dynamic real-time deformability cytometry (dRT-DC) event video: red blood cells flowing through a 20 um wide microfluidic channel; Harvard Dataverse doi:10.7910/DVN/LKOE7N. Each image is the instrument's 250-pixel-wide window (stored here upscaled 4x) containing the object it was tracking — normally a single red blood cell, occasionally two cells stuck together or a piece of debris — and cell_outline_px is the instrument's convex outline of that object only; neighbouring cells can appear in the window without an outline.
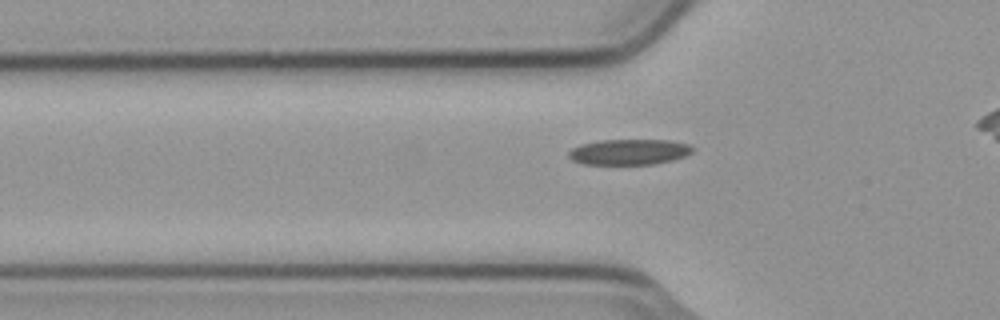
{"species": "common noctule bat (a hibernating species)", "species_latin": "Nyctalus noctula", "temperature_condition": "cold", "stored_images_in_passage": 41, "camera_frame_rate_fps": 3000, "um_per_image_px": 0.085, "animal": {"sex": "male", "body_mass_g": 23.1, "forearm_length_mm": 52.7}, "frame": {"image": 1, "passage_image": 12, "time_ms": 3.667, "image_size_px": [1000, 320], "cell_outline_px": [[692, 152], [684, 156], [672, 160], [652, 164], [584, 164], [572, 160], [568, 156], [568, 152], [572, 148], [580, 144], [600, 140], [668, 140], [688, 144], [692, 148]], "centroid_in_image_um": [53.43, 12.91], "position_along_channel_um": 72.4, "area_um2": 18.38}}
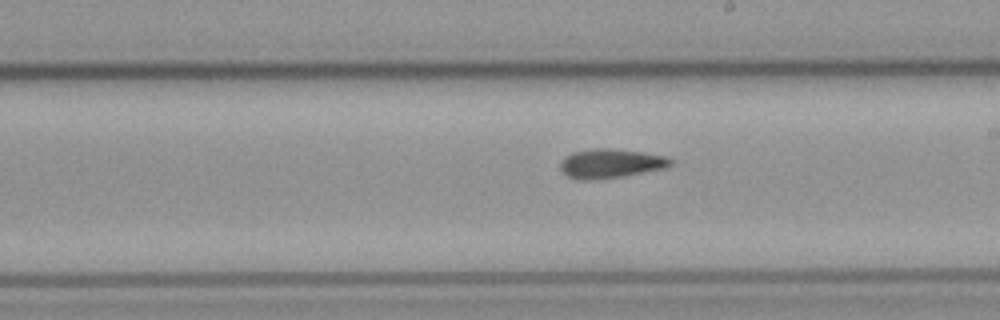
{"frame": {"image": 2, "passage_image": 25, "time_ms": 8.0, "image_size_px": [1000, 320], "cell_outline_px": [[672, 164], [664, 168], [624, 176], [584, 180], [580, 180], [568, 176], [560, 168], [560, 164], [564, 156], [572, 152], [596, 148], [608, 148], [640, 152], [664, 156], [672, 160]], "centroid_in_image_um": [51.87, 13.89], "position_along_channel_um": 237.1, "area_um2": 18.44}}
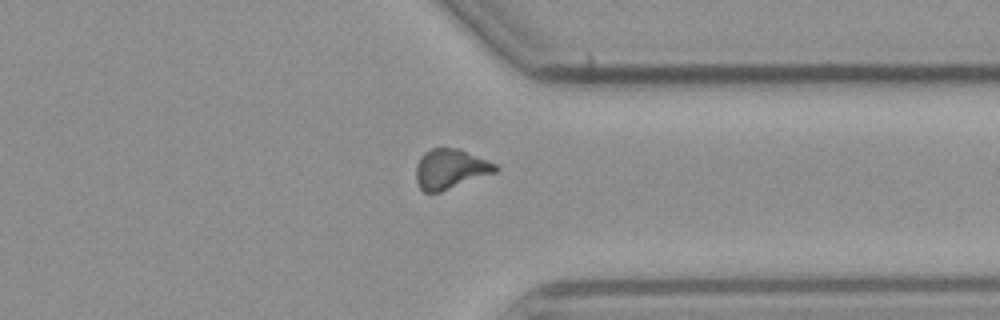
{"frame": {"image": 3, "passage_image": 36, "time_ms": 11.667, "image_size_px": [1000, 320], "cell_outline_px": [[500, 168], [496, 172], [440, 192], [424, 192], [420, 188], [416, 180], [416, 164], [420, 156], [424, 152], [432, 148], [460, 148], [496, 164]], "centroid_in_image_um": [38.27, 14.35], "position_along_channel_um": 373.1, "area_um2": 18.5}, "authors_computed_cell_mechanics": {"area_um2": 18.3804, "velocity_mm_per_s": 3.7731, "shape_relaxation_time_tau1_ms": null, "shape_relaxation_time_tau2_ms": 11.0372, "deformation_change_tau1": null, "deformation_change_tau2": 0.1644}}